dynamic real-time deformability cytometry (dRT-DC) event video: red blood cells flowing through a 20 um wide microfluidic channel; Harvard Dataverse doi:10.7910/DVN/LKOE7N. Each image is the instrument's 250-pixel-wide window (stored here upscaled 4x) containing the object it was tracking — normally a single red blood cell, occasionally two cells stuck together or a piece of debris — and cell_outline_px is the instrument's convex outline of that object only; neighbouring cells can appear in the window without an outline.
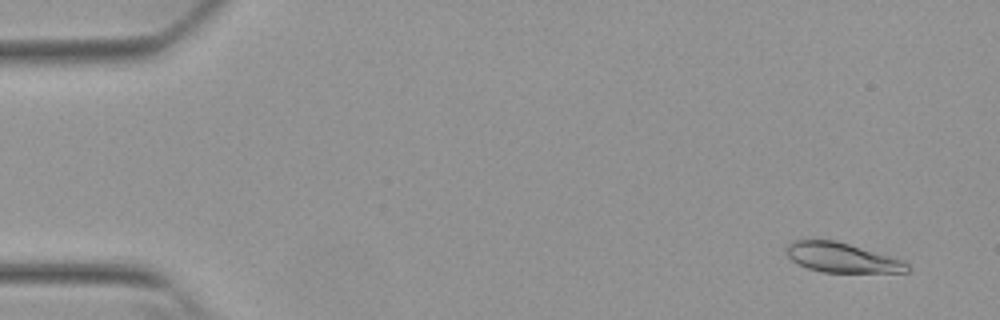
{"species": "Egyptian fruit bat (a non-hibernating species)", "species_latin": "Rousettus aegyptiacus", "temperature_condition": "warm", "stored_images_in_passage": 52, "camera_frame_rate_fps": 3000, "um_per_image_px": 0.085, "animal": {"sex": "female"}, "frame": {"image": 1, "passage_image": 2, "time_ms": 0.333, "image_size_px": [1000, 320], "cell_outline_px": [[908, 272], [824, 272], [808, 268], [792, 260], [788, 256], [784, 248], [792, 240], [836, 240], [904, 260], [908, 264]], "centroid_in_image_um": [71.54, 21.89], "position_along_channel_um": 13.5, "area_um2": 20.75}}
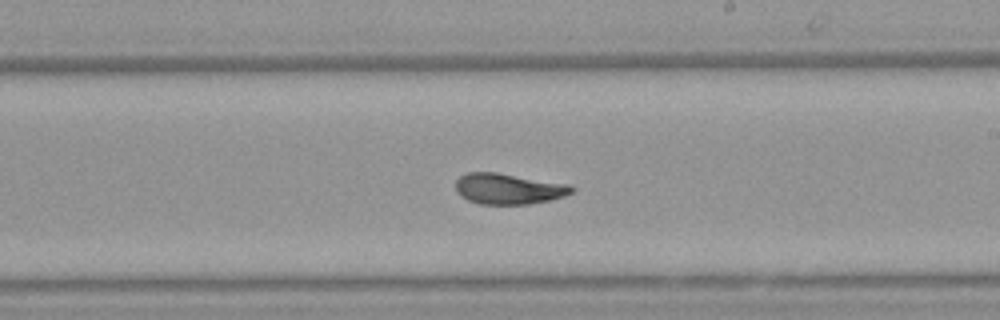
{"frame": {"image": 2, "passage_image": 30, "time_ms": 9.667, "image_size_px": [1000, 320], "cell_outline_px": [[576, 188], [572, 192], [564, 196], [548, 200], [528, 204], [480, 204], [468, 200], [460, 196], [456, 192], [456, 180], [460, 176], [468, 172], [496, 172], [572, 184]], "centroid_in_image_um": [43.23, 16.04], "position_along_channel_um": 245.8, "area_um2": 20.98}}
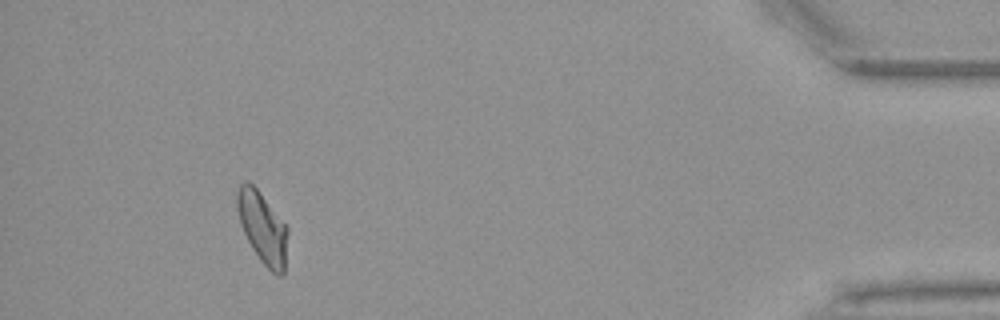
{"frame": {"image": 3, "passage_image": 48, "time_ms": 15.667, "image_size_px": [1000, 320], "cell_outline_px": [[288, 232], [284, 272], [280, 276], [276, 276], [260, 260], [252, 248], [240, 224], [236, 208], [236, 192], [240, 184], [244, 180], [248, 180], [256, 188], [288, 228]], "centroid_in_image_um": [22.29, 19.34], "position_along_channel_um": 412.9, "area_um2": 20.92}, "authors_computed_cell_mechanics": {"area_um2": 21.1837, "velocity_mm_per_s": 3.8238, "shape_relaxation_time_tau1_ms": 6.3772, "shape_relaxation_time_tau2_ms": 2.2246, "deformation_change_tau1": 0.1807, "deformation_change_tau2": 0.0661}}